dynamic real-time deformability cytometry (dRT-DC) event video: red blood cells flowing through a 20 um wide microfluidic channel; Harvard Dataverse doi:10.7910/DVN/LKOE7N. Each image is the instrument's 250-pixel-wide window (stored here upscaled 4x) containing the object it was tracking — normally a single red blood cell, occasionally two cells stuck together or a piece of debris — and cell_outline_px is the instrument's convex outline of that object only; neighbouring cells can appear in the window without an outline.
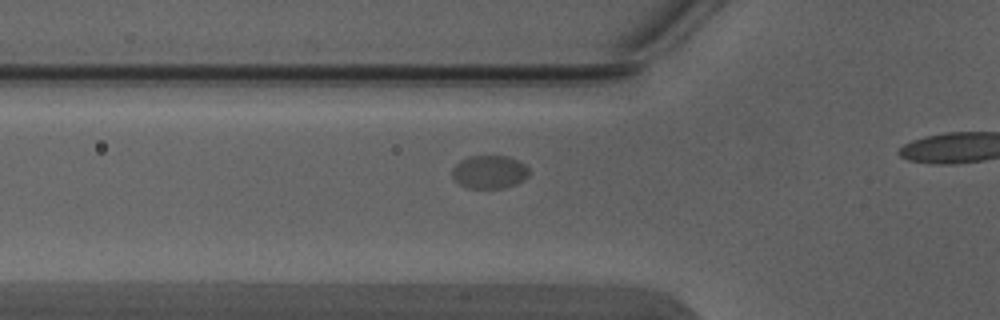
{"species": "Egyptian fruit bat (a non-hibernating species)", "species_latin": "Rousettus aegyptiacus", "temperature_condition": "warm", "stored_images_in_passage": 3, "camera_frame_rate_fps": 3000, "um_per_image_px": 0.085, "animal": {"sex": "male"}, "frame": {"image": 1, "passage_image": 3, "time_ms": 0.667, "image_size_px": [1000, 320], "cell_outline_px": [[528, 176], [524, 180], [516, 184], [504, 188], [468, 188], [460, 184], [452, 176], [452, 168], [460, 160], [468, 156], [508, 156], [524, 164], [528, 168]], "centroid_in_image_um": [41.59, 14.62], "position_along_channel_um": 84.2, "area_um2": 14.85}}